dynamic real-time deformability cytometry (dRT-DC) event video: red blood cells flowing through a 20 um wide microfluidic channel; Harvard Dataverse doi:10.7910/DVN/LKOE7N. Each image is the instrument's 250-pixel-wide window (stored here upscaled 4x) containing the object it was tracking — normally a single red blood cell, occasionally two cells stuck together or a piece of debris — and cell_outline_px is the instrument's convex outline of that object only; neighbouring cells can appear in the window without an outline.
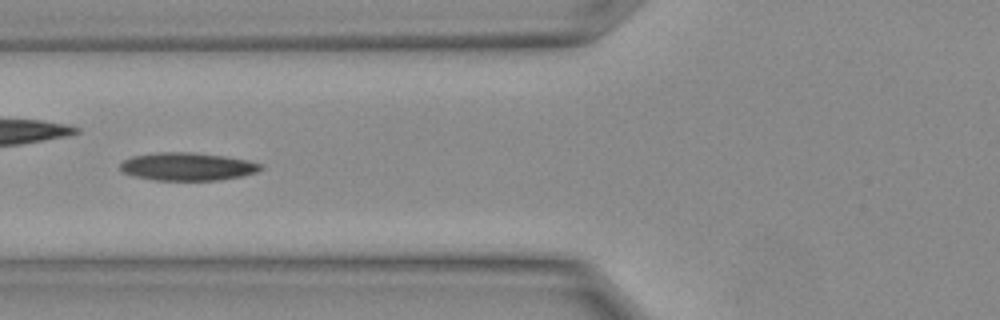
{"species": "Egyptian fruit bat (a non-hibernating species)", "species_latin": "Rousettus aegyptiacus", "temperature_condition": "warm", "stored_images_in_passage": 25, "camera_frame_rate_fps": 3000, "um_per_image_px": 0.085, "animal": {"sex": "female"}, "frame": {"image": 1, "passage_image": 11, "time_ms": 3.333, "image_size_px": [1000, 320], "cell_outline_px": [[264, 168], [256, 172], [240, 176], [220, 180], [156, 180], [136, 176], [124, 172], [120, 168], [120, 164], [124, 160], [132, 156], [152, 152], [192, 152], [224, 156], [248, 160], [264, 164]], "centroid_in_image_um": [15.96, 14.14], "position_along_channel_um": 109.8, "area_um2": 22.89}}